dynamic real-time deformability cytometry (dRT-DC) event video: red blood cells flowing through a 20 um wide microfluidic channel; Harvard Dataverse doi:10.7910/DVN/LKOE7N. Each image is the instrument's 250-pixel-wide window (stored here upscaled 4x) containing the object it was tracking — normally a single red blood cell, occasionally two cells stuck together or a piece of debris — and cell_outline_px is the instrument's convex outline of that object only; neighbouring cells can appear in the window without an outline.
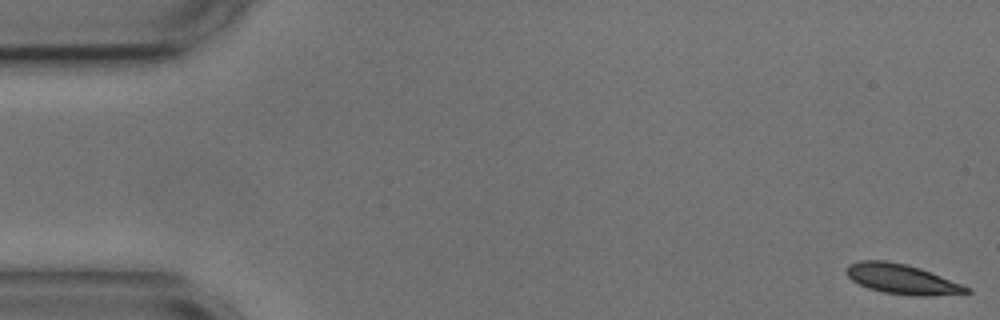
{"species": "common noctule bat (a hibernating species)", "species_latin": "Nyctalus noctula", "temperature_condition": "cold", "stored_images_in_passage": 55, "camera_frame_rate_fps": 3000, "um_per_image_px": 0.085, "animal": {"sex": "male", "body_mass_g": 17.9, "forearm_length_mm": 54.2}, "frame": {"image": 1, "passage_image": 1, "time_ms": 0.0, "image_size_px": [1000, 320], "cell_outline_px": [[972, 292], [932, 296], [912, 296], [884, 292], [868, 288], [852, 280], [848, 276], [848, 264], [860, 260], [884, 260], [904, 264], [920, 268], [972, 288]], "centroid_in_image_um": [76.7, 23.73], "position_along_channel_um": 8.3, "area_um2": 20.75}}
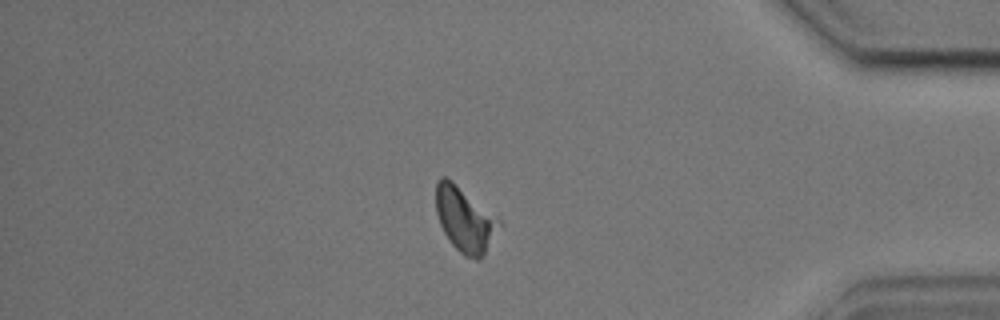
{"frame": {"image": 2, "passage_image": 47, "time_ms": 15.333, "image_size_px": [1000, 320], "cell_outline_px": [[504, 224], [484, 256], [480, 260], [476, 260], [464, 256], [452, 244], [444, 232], [440, 224], [436, 212], [436, 180], [440, 176], [444, 176], [452, 180], [496, 216]], "centroid_in_image_um": [39.55, 18.68], "position_along_channel_um": 395.7, "area_um2": 24.16}}
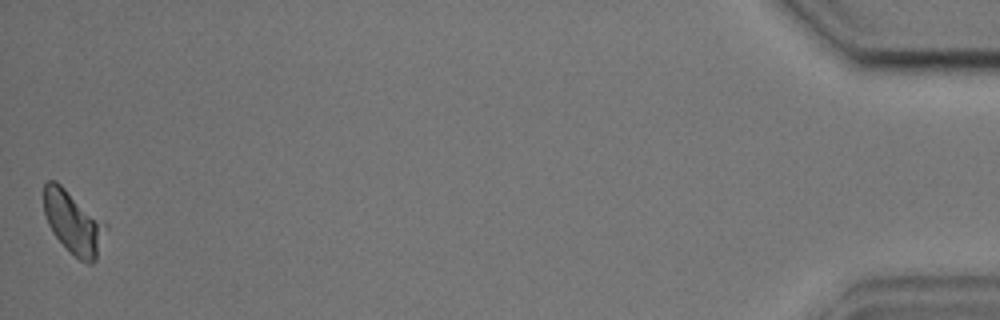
{"frame": {"image": 3, "passage_image": 55, "time_ms": 18.0, "image_size_px": [1000, 320], "cell_outline_px": [[108, 228], [96, 260], [92, 264], [88, 264], [80, 260], [52, 232], [48, 224], [44, 212], [44, 184], [48, 180], [56, 180], [104, 220], [108, 224]], "centroid_in_image_um": [6.27, 18.89], "position_along_channel_um": 428.9, "area_um2": 22.72}, "authors_computed_cell_mechanics": {"area_um2": 21.2704, "velocity_mm_per_s": 3.5804, "shape_relaxation_time_tau1_ms": 2.1405, "shape_relaxation_time_tau2_ms": null, "deformation_change_tau1": 0.1118, "deformation_change_tau2": null}}